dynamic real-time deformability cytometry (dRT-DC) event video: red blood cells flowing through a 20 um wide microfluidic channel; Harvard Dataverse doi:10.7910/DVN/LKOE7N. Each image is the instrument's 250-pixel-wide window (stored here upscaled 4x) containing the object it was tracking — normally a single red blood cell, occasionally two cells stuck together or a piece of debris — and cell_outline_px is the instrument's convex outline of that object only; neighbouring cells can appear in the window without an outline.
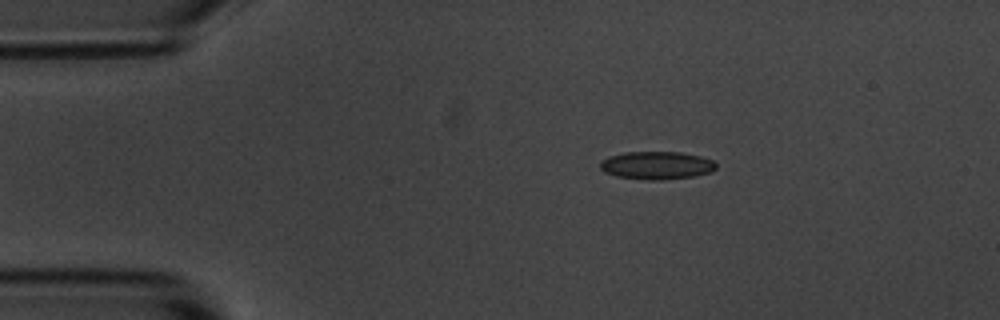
{"species": "common noctule bat (a hibernating species)", "species_latin": "Nyctalus noctula", "temperature_condition": "room temperature", "stored_images_in_passage": 7, "camera_frame_rate_fps": 3000, "um_per_image_px": 0.085, "animal": {"sex": "male", "body_mass_g": 20.1, "forearm_length_mm": 53.5}, "frame": {"image": 1, "passage_image": 1, "time_ms": 0.0, "image_size_px": [1000, 320], "cell_outline_px": [[716, 168], [712, 172], [696, 176], [660, 180], [648, 180], [616, 176], [604, 172], [600, 168], [600, 164], [608, 156], [624, 152], [680, 152], [700, 156], [712, 160], [716, 164]], "centroid_in_image_um": [55.83, 14.06], "position_along_channel_um": 29.2, "area_um2": 18.9}}
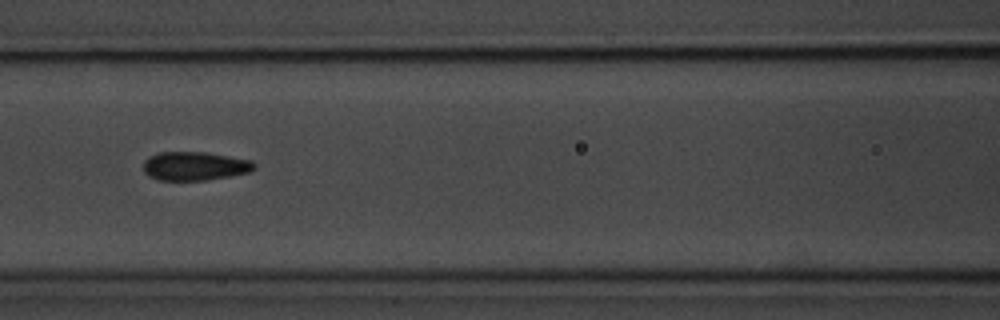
{"frame": {"image": 2, "passage_image": 5, "time_ms": 4.667, "image_size_px": [1000, 320], "cell_outline_px": [[256, 168], [248, 172], [228, 176], [204, 180], [156, 180], [148, 176], [144, 172], [144, 160], [148, 156], [160, 152], [204, 152], [252, 160], [256, 164]], "centroid_in_image_um": [16.52, 14.11], "position_along_channel_um": 150.1, "area_um2": 18.55}}
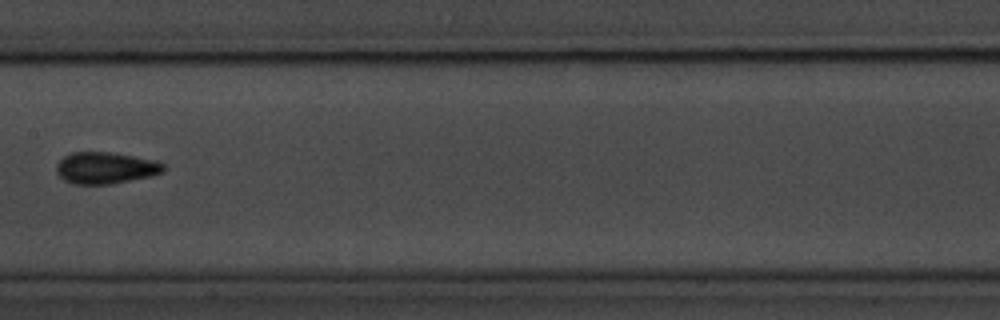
{"frame": {"image": 3, "passage_image": 6, "time_ms": 6.0, "image_size_px": [1000, 320], "cell_outline_px": [[164, 172], [148, 176], [112, 184], [72, 184], [64, 180], [56, 172], [56, 164], [64, 156], [72, 152], [108, 152], [156, 160], [164, 164]], "centroid_in_image_um": [8.94, 14.27], "position_along_channel_um": 198.5, "area_um2": 19.65}}